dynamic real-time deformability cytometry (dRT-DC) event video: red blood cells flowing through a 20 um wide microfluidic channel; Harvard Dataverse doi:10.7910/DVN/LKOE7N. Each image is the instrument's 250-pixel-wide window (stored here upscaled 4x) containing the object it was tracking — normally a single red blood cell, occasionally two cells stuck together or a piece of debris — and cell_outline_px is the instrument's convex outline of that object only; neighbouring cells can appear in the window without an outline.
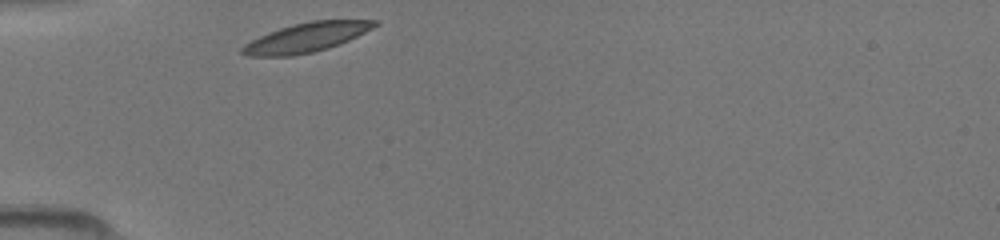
{"species": "common noctule bat (a hibernating species)", "species_latin": "Nyctalus noctula", "temperature_condition": "room temperature", "stored_images_in_passage": 30, "camera_frame_rate_fps": 3000, "um_per_image_px": 0.085, "animal": {"sex": "female", "body_mass_g": 19.5, "forearm_length_mm": 54.1}, "frame": {"image": 1, "passage_image": 1, "time_ms": 0.0, "image_size_px": [1000, 240], "cell_outline_px": [[380, 24], [340, 44], [328, 48], [312, 52], [292, 56], [248, 56], [240, 52], [240, 48], [244, 44], [268, 32], [292, 24], [312, 20], [380, 20]], "centroid_in_image_um": [26.03, 3.18], "position_along_channel_um": 59.0, "area_um2": 22.54}}
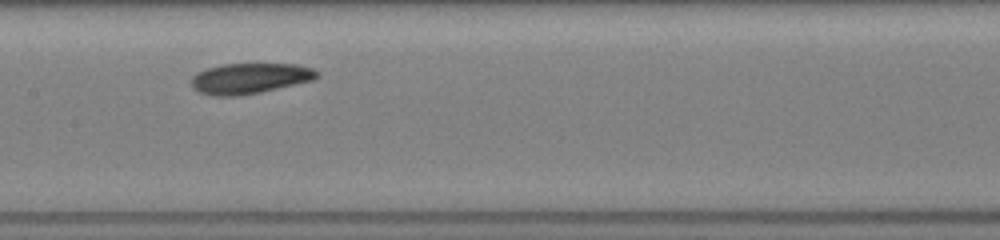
{"frame": {"image": 2, "passage_image": 11, "time_ms": 3.333, "image_size_px": [1000, 240], "cell_outline_px": [[320, 76], [312, 80], [260, 92], [240, 96], [212, 96], [200, 92], [192, 88], [192, 76], [196, 72], [208, 68], [224, 64], [296, 64], [312, 68], [320, 72]], "centroid_in_image_um": [21.23, 6.66], "position_along_channel_um": 186.2, "area_um2": 22.37}}
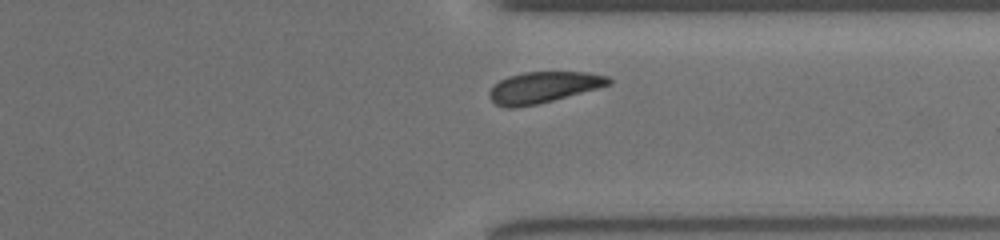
{"frame": {"image": 3, "passage_image": 24, "time_ms": 7.667, "image_size_px": [1000, 240], "cell_outline_px": [[612, 84], [600, 88], [536, 104], [516, 108], [504, 108], [496, 104], [488, 96], [488, 92], [500, 80], [508, 76], [524, 72], [588, 72], [608, 76], [612, 80]], "centroid_in_image_um": [46.2, 7.42], "position_along_channel_um": 365.2, "area_um2": 21.68}}